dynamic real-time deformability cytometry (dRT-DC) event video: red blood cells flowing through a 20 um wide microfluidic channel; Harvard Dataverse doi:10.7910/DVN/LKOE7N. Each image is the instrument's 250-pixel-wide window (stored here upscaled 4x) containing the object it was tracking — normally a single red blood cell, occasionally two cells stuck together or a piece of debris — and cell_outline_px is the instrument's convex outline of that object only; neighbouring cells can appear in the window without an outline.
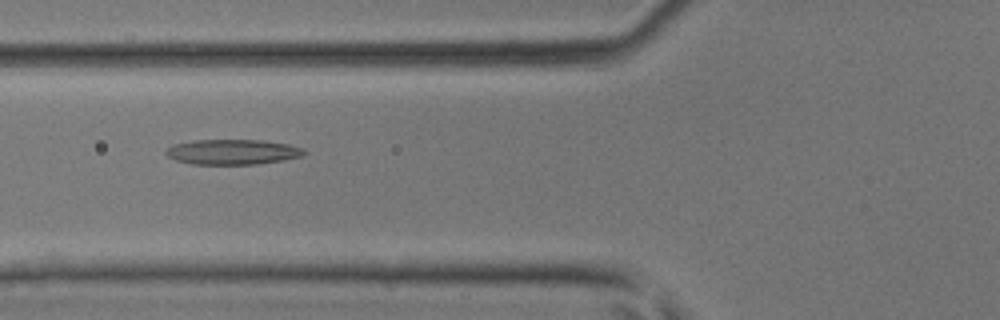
{"species": "common noctule bat (a hibernating species)", "species_latin": "Nyctalus noctula", "temperature_condition": "room temperature", "stored_images_in_passage": 40, "camera_frame_rate_fps": 3000, "um_per_image_px": 0.085, "animal": {"sex": "male", "body_mass_g": 17.9, "forearm_length_mm": 54.2}, "frame": {"image": 1, "passage_image": 13, "time_ms": 4.0, "image_size_px": [1000, 320], "cell_outline_px": [[308, 152], [304, 156], [284, 160], [256, 164], [192, 164], [176, 160], [168, 156], [164, 152], [172, 144], [192, 140], [264, 140], [288, 144], [304, 148]], "centroid_in_image_um": [19.81, 12.91], "position_along_channel_um": 106.0, "area_um2": 20.46}}
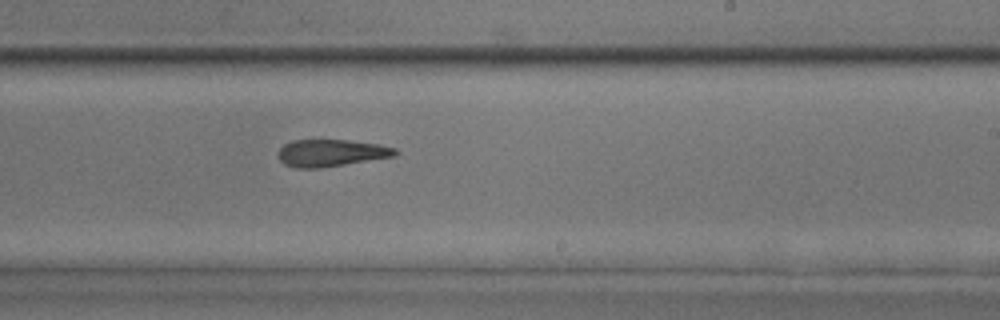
{"frame": {"image": 2, "passage_image": 23, "time_ms": 7.333, "image_size_px": [1000, 320], "cell_outline_px": [[400, 152], [396, 156], [320, 168], [296, 168], [284, 164], [276, 156], [276, 152], [284, 144], [292, 140], [348, 140], [380, 144], [396, 148]], "centroid_in_image_um": [28.14, 13.0], "position_along_channel_um": 260.9, "area_um2": 18.73}}
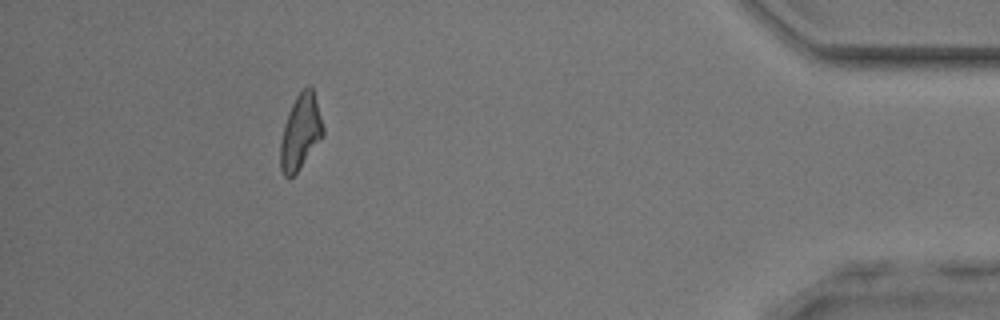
{"frame": {"image": 3, "passage_image": 36, "time_ms": 11.667, "image_size_px": [1000, 320], "cell_outline_px": [[324, 136], [300, 168], [288, 180], [284, 176], [280, 168], [280, 144], [284, 124], [288, 112], [296, 96], [308, 84], [312, 84], [324, 128]], "centroid_in_image_um": [25.55, 11.22], "position_along_channel_um": 409.7, "area_um2": 18.84}}